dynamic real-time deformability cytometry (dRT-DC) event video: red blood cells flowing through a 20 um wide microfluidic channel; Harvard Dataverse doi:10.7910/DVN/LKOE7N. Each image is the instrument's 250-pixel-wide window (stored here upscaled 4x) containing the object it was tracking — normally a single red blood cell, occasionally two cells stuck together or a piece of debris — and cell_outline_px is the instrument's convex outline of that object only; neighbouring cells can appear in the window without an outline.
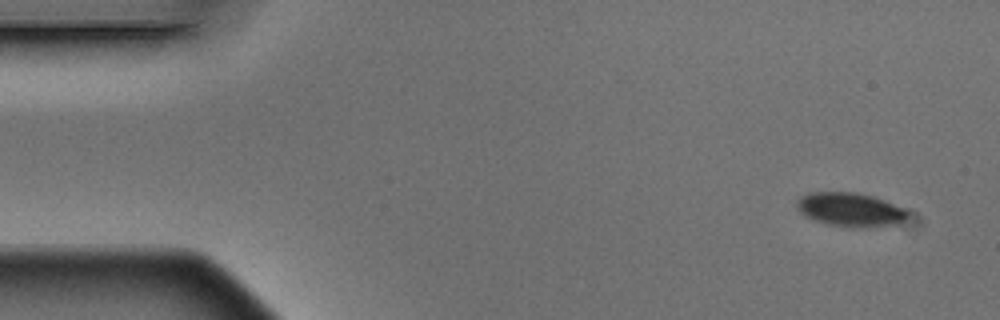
{"species": "Egyptian fruit bat (a non-hibernating species)", "species_latin": "Rousettus aegyptiacus", "temperature_condition": "warm", "stored_images_in_passage": 4, "camera_frame_rate_fps": 3000, "um_per_image_px": 0.085, "animal": {"sex": "male"}, "frame": {"image": 1, "passage_image": 1, "time_ms": 0.0, "image_size_px": [1000, 320], "cell_outline_px": [[908, 212], [900, 224], [868, 228], [852, 228], [824, 224], [800, 212], [796, 204], [796, 200], [800, 196], [808, 192], [856, 192], [872, 196], [908, 208]], "centroid_in_image_um": [72.3, 17.82], "position_along_channel_um": 12.7, "area_um2": 22.25}}
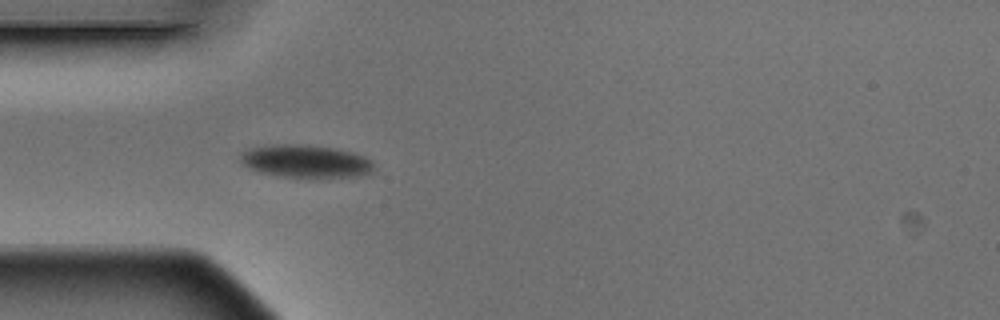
{"frame": {"image": 2, "passage_image": 4, "time_ms": 1.0, "image_size_px": [1000, 320], "cell_outline_px": [[372, 172], [356, 176], [276, 176], [260, 172], [248, 168], [240, 160], [240, 152], [248, 148], [272, 144], [308, 144], [332, 148], [352, 152], [364, 156], [372, 160]], "centroid_in_image_um": [25.91, 13.67], "position_along_channel_um": 59.1, "area_um2": 25.26}}